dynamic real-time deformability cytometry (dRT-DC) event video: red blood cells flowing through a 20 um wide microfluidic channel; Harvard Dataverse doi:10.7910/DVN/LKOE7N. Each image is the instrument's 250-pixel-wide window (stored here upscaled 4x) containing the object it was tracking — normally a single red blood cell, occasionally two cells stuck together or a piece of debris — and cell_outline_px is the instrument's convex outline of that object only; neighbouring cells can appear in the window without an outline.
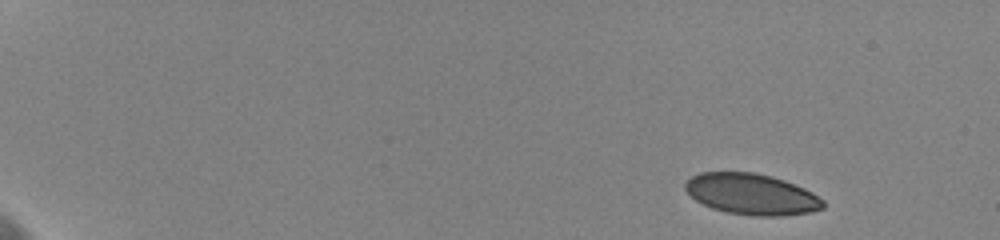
{"species": "human", "species_latin": "Homo sapiens", "temperature_condition": "cold", "stored_images_in_passage": 53, "camera_frame_rate_fps": 3000, "um_per_image_px": 0.085, "donor": {"sex": "female"}, "frame": {"image": 1, "passage_image": 1, "time_ms": 0.0, "image_size_px": [1000, 240], "cell_outline_px": [[824, 208], [812, 212], [784, 216], [752, 216], [728, 212], [712, 208], [696, 200], [684, 188], [684, 184], [692, 176], [700, 172], [752, 172], [772, 176], [784, 180], [804, 188], [812, 192], [824, 200]], "centroid_in_image_um": [63.91, 16.51], "position_along_channel_um": 21.1, "area_um2": 33.0}}
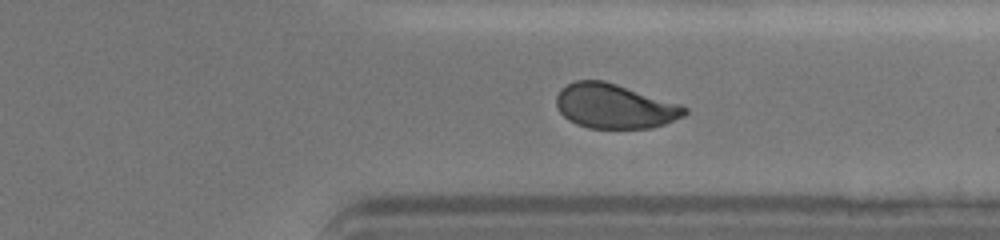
{"frame": {"image": 2, "passage_image": 42, "time_ms": 13.667, "image_size_px": [1000, 240], "cell_outline_px": [[688, 112], [684, 116], [664, 124], [652, 128], [588, 128], [576, 124], [568, 120], [560, 112], [556, 104], [556, 96], [560, 88], [576, 80], [604, 80], [680, 104], [688, 108]], "centroid_in_image_um": [52.23, 9.03], "position_along_channel_um": 359.2, "area_um2": 33.35}}
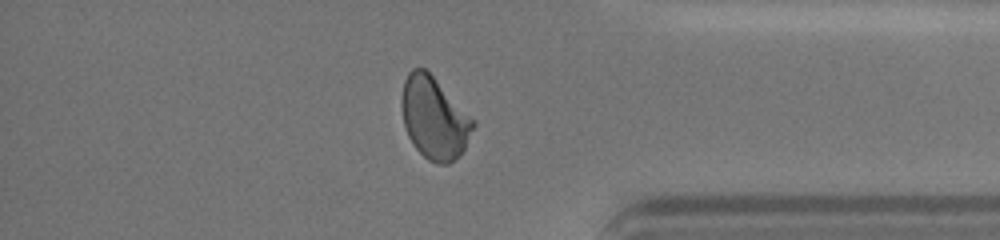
{"frame": {"image": 3, "passage_image": 46, "time_ms": 15.0, "image_size_px": [1000, 240], "cell_outline_px": [[476, 124], [464, 148], [448, 164], [436, 164], [428, 160], [412, 144], [404, 128], [400, 104], [400, 100], [404, 80], [408, 72], [412, 68], [424, 68], [476, 120]], "centroid_in_image_um": [36.88, 10.02], "position_along_channel_um": 398.3, "area_um2": 34.16}, "authors_computed_cell_mechanics": {"area_um2": 34.2754, "velocity_mm_per_s": 3.5883, "shape_relaxation_time_tau1_ms": 4.5991, "shape_relaxation_time_tau2_ms": 1.2151, "deformation_change_tau1": 0.1155, "deformation_change_tau2": 0.0426}}